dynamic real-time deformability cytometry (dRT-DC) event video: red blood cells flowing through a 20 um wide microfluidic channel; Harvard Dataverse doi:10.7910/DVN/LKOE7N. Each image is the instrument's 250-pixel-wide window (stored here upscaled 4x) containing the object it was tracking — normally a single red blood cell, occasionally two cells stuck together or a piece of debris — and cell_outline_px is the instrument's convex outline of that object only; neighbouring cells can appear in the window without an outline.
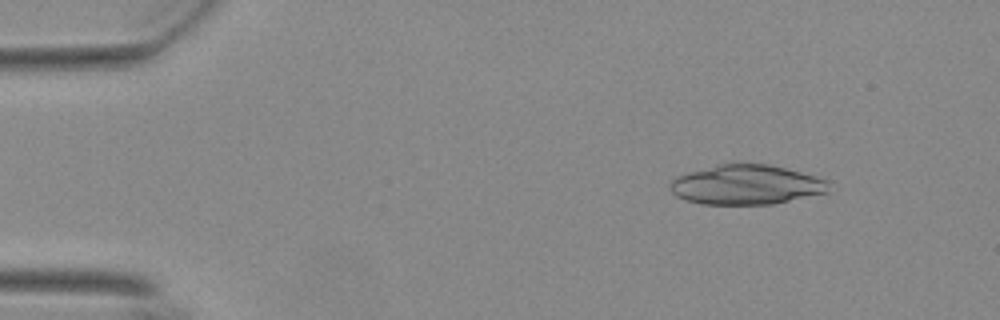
{"species": "Egyptian fruit bat (a non-hibernating species)", "species_latin": "Rousettus aegyptiacus", "temperature_condition": "warm", "stored_images_in_passage": 49, "camera_frame_rate_fps": 3000, "um_per_image_px": 0.085, "animal": {"sex": "female"}, "frame": {"image": 1, "passage_image": 1, "time_ms": 0.0, "image_size_px": [1000, 320], "cell_outline_px": [[832, 180], [828, 192], [772, 204], [700, 204], [676, 196], [672, 192], [668, 184], [676, 176], [688, 172], [716, 164], [732, 160], [768, 164]], "centroid_in_image_um": [63.43, 15.66], "position_along_channel_um": 21.6, "area_um2": 37.45}}